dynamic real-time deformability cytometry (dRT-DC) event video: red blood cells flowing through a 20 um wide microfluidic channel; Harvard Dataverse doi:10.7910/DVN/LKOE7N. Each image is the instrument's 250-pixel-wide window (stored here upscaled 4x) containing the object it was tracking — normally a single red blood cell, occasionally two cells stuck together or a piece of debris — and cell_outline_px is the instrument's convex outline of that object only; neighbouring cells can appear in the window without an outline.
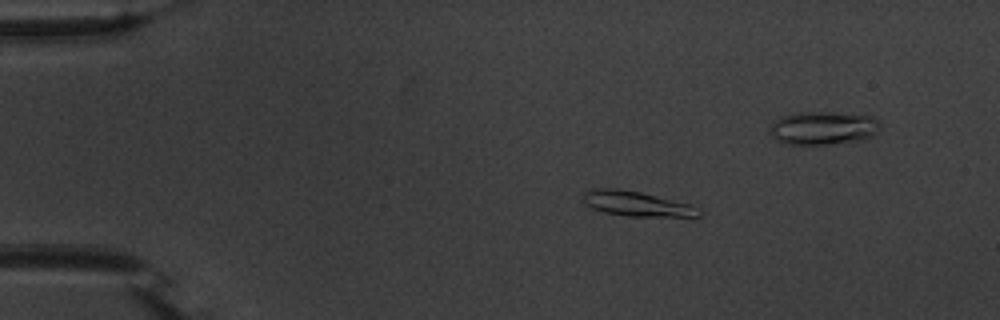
{"species": "common noctule bat (a hibernating species)", "species_latin": "Nyctalus noctula", "temperature_condition": "warm", "stored_images_in_passage": 4, "camera_frame_rate_fps": 3000, "um_per_image_px": 0.085, "animal": {"sex": "male", "body_mass_g": 20.1, "forearm_length_mm": 53.5}, "frame": {"image": 1, "passage_image": 2, "time_ms": 0.333, "image_size_px": [1000, 320], "cell_outline_px": [[700, 216], [628, 216], [604, 212], [592, 208], [584, 204], [584, 192], [592, 188], [616, 188], [640, 192], [688, 204], [696, 208], [700, 212]], "centroid_in_image_um": [54.02, 17.31], "position_along_channel_um": 31.0, "area_um2": 16.42}}